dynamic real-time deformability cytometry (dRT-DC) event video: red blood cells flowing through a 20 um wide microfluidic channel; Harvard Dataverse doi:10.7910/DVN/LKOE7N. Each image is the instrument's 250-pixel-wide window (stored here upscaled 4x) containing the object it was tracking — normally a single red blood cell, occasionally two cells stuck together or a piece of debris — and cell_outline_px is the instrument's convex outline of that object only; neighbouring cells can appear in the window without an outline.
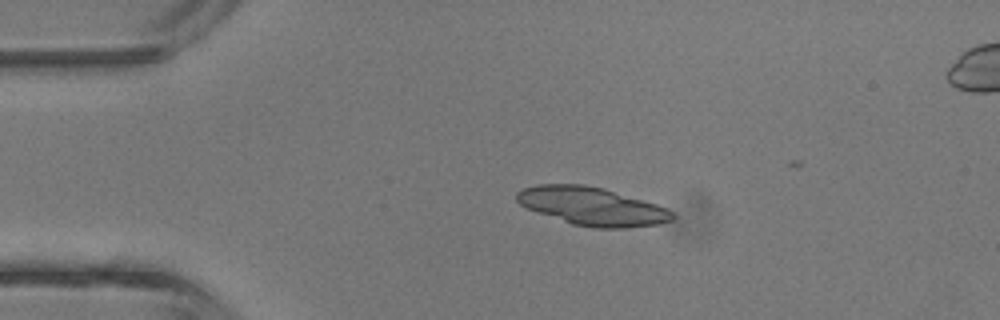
{"species": "common noctule bat (a hibernating species)", "species_latin": "Nyctalus noctula", "temperature_condition": "room temperature", "stored_images_in_passage": 30, "segment_of_instrument_passage": [1, 2], "camera_frame_rate_fps": 3000, "um_per_image_px": 0.085, "animal": {"sex": "male", "body_mass_g": 13.3}, "frame": {"image": 1, "passage_image": 1, "time_ms": 0.0, "image_size_px": [1000, 320], "cell_outline_px": [[676, 216], [672, 220], [660, 224], [624, 228], [596, 228], [572, 224], [528, 208], [520, 204], [516, 200], [516, 192], [524, 188], [536, 184], [584, 184], [604, 188], [656, 204], [668, 208]], "centroid_in_image_um": [50.35, 17.53], "position_along_channel_um": 34.7, "area_um2": 34.51}}